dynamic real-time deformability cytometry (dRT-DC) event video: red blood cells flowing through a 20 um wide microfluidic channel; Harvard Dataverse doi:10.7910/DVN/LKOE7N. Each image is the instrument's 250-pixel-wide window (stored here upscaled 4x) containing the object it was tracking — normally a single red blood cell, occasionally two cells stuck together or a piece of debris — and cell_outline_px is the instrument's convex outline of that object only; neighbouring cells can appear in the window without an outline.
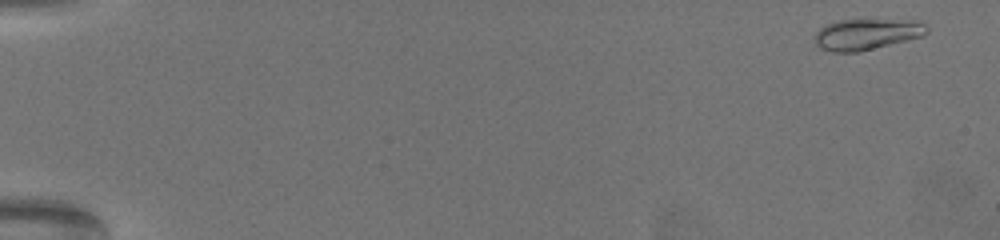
{"species": "common noctule bat (a hibernating species)", "species_latin": "Nyctalus noctula", "temperature_condition": "warm", "stored_images_in_passage": 63, "camera_frame_rate_fps": 3000, "um_per_image_px": 0.085, "animal": {"sex": "female", "body_mass_g": 19.5, "forearm_length_mm": 54.1}, "frame": {"image": 1, "passage_image": 2, "time_ms": 0.333, "image_size_px": [1000, 240], "cell_outline_px": [[928, 32], [924, 36], [908, 40], [856, 52], [832, 52], [820, 48], [816, 44], [812, 36], [820, 28], [828, 24], [840, 20], [916, 20], [924, 24], [928, 28]], "centroid_in_image_um": [73.66, 2.91], "position_along_channel_um": 11.3, "area_um2": 20.23}}
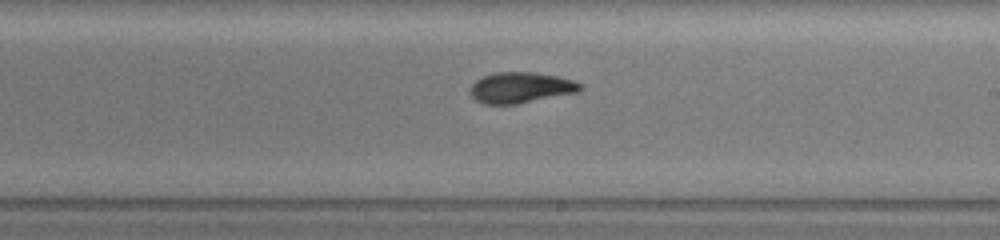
{"frame": {"image": 2, "passage_image": 39, "time_ms": 12.667, "image_size_px": [1000, 240], "cell_outline_px": [[584, 88], [576, 92], [516, 104], [484, 104], [476, 100], [468, 92], [468, 88], [480, 76], [496, 72], [532, 72], [556, 76], [572, 80], [580, 84]], "centroid_in_image_um": [44.18, 7.44], "position_along_channel_um": 244.8, "area_um2": 19.71}}
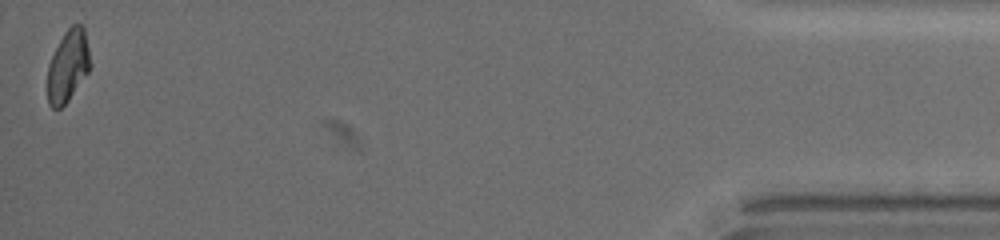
{"frame": {"image": 3, "passage_image": 63, "time_ms": 20.667, "image_size_px": [1000, 240], "cell_outline_px": [[92, 64], [88, 72], [68, 100], [60, 108], [52, 108], [48, 104], [48, 64], [64, 32], [72, 24], [80, 24], [84, 28]], "centroid_in_image_um": [5.79, 5.59], "position_along_channel_um": 429.4, "area_um2": 17.74}, "authors_computed_cell_mechanics": {"area_um2": 19.2474, "velocity_mm_per_s": 3.3396, "shape_relaxation_time_tau1_ms": 6.6019, "shape_relaxation_time_tau2_ms": 2.3882, "deformation_change_tau1": 0.2027, "deformation_change_tau2": 0.0677}}